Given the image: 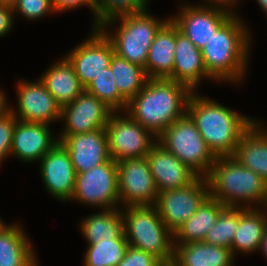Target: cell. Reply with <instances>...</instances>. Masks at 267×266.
I'll return each mask as SVG.
<instances>
[{
    "label": "cell",
    "instance_id": "obj_1",
    "mask_svg": "<svg viewBox=\"0 0 267 266\" xmlns=\"http://www.w3.org/2000/svg\"><path fill=\"white\" fill-rule=\"evenodd\" d=\"M192 91L168 78H149L130 99L125 112L157 138L173 122L187 113Z\"/></svg>",
    "mask_w": 267,
    "mask_h": 266
},
{
    "label": "cell",
    "instance_id": "obj_2",
    "mask_svg": "<svg viewBox=\"0 0 267 266\" xmlns=\"http://www.w3.org/2000/svg\"><path fill=\"white\" fill-rule=\"evenodd\" d=\"M187 114L215 157L233 156L241 136L255 121L196 92L188 99Z\"/></svg>",
    "mask_w": 267,
    "mask_h": 266
},
{
    "label": "cell",
    "instance_id": "obj_3",
    "mask_svg": "<svg viewBox=\"0 0 267 266\" xmlns=\"http://www.w3.org/2000/svg\"><path fill=\"white\" fill-rule=\"evenodd\" d=\"M248 30L234 13L201 49L206 71L214 81H242L252 39Z\"/></svg>",
    "mask_w": 267,
    "mask_h": 266
},
{
    "label": "cell",
    "instance_id": "obj_4",
    "mask_svg": "<svg viewBox=\"0 0 267 266\" xmlns=\"http://www.w3.org/2000/svg\"><path fill=\"white\" fill-rule=\"evenodd\" d=\"M206 178L210 197L225 206L267 207V182L232 156L216 157Z\"/></svg>",
    "mask_w": 267,
    "mask_h": 266
},
{
    "label": "cell",
    "instance_id": "obj_5",
    "mask_svg": "<svg viewBox=\"0 0 267 266\" xmlns=\"http://www.w3.org/2000/svg\"><path fill=\"white\" fill-rule=\"evenodd\" d=\"M124 209V235L129 246L154 255L164 264L172 263L174 235L165 226L156 207L139 205L125 206Z\"/></svg>",
    "mask_w": 267,
    "mask_h": 266
},
{
    "label": "cell",
    "instance_id": "obj_6",
    "mask_svg": "<svg viewBox=\"0 0 267 266\" xmlns=\"http://www.w3.org/2000/svg\"><path fill=\"white\" fill-rule=\"evenodd\" d=\"M147 11L117 17L120 25L113 34L100 29L111 41L115 54L143 68L157 31L168 20L156 19Z\"/></svg>",
    "mask_w": 267,
    "mask_h": 266
},
{
    "label": "cell",
    "instance_id": "obj_7",
    "mask_svg": "<svg viewBox=\"0 0 267 266\" xmlns=\"http://www.w3.org/2000/svg\"><path fill=\"white\" fill-rule=\"evenodd\" d=\"M157 141L197 176L206 178L210 173L216 157L187 113L167 127Z\"/></svg>",
    "mask_w": 267,
    "mask_h": 266
},
{
    "label": "cell",
    "instance_id": "obj_8",
    "mask_svg": "<svg viewBox=\"0 0 267 266\" xmlns=\"http://www.w3.org/2000/svg\"><path fill=\"white\" fill-rule=\"evenodd\" d=\"M113 112L105 126L108 151L112 160L144 158L157 137L132 119L125 111Z\"/></svg>",
    "mask_w": 267,
    "mask_h": 266
},
{
    "label": "cell",
    "instance_id": "obj_9",
    "mask_svg": "<svg viewBox=\"0 0 267 266\" xmlns=\"http://www.w3.org/2000/svg\"><path fill=\"white\" fill-rule=\"evenodd\" d=\"M71 200L103 210L118 209L117 161H109L76 174Z\"/></svg>",
    "mask_w": 267,
    "mask_h": 266
},
{
    "label": "cell",
    "instance_id": "obj_10",
    "mask_svg": "<svg viewBox=\"0 0 267 266\" xmlns=\"http://www.w3.org/2000/svg\"><path fill=\"white\" fill-rule=\"evenodd\" d=\"M209 196L207 178L197 176L186 186L159 192L154 206L165 226L174 234Z\"/></svg>",
    "mask_w": 267,
    "mask_h": 266
},
{
    "label": "cell",
    "instance_id": "obj_11",
    "mask_svg": "<svg viewBox=\"0 0 267 266\" xmlns=\"http://www.w3.org/2000/svg\"><path fill=\"white\" fill-rule=\"evenodd\" d=\"M119 202L125 206L154 205L158 190L146 157L117 162Z\"/></svg>",
    "mask_w": 267,
    "mask_h": 266
},
{
    "label": "cell",
    "instance_id": "obj_12",
    "mask_svg": "<svg viewBox=\"0 0 267 266\" xmlns=\"http://www.w3.org/2000/svg\"><path fill=\"white\" fill-rule=\"evenodd\" d=\"M205 4L183 5L178 15L171 20L177 25L179 31L199 49H202L213 34L234 14L220 5ZM212 7V8H211ZM175 16V17H174Z\"/></svg>",
    "mask_w": 267,
    "mask_h": 266
},
{
    "label": "cell",
    "instance_id": "obj_13",
    "mask_svg": "<svg viewBox=\"0 0 267 266\" xmlns=\"http://www.w3.org/2000/svg\"><path fill=\"white\" fill-rule=\"evenodd\" d=\"M92 35L64 56L73 66L81 85L86 88L104 69L110 67L115 54L111 41L99 28H92Z\"/></svg>",
    "mask_w": 267,
    "mask_h": 266
},
{
    "label": "cell",
    "instance_id": "obj_14",
    "mask_svg": "<svg viewBox=\"0 0 267 266\" xmlns=\"http://www.w3.org/2000/svg\"><path fill=\"white\" fill-rule=\"evenodd\" d=\"M17 89L18 112L11 106L8 109L19 121L49 125L60 120L61 106L40 79L35 82L21 80Z\"/></svg>",
    "mask_w": 267,
    "mask_h": 266
},
{
    "label": "cell",
    "instance_id": "obj_15",
    "mask_svg": "<svg viewBox=\"0 0 267 266\" xmlns=\"http://www.w3.org/2000/svg\"><path fill=\"white\" fill-rule=\"evenodd\" d=\"M114 111L85 90L71 103L61 107L60 121L65 130L59 136H70L105 128Z\"/></svg>",
    "mask_w": 267,
    "mask_h": 266
},
{
    "label": "cell",
    "instance_id": "obj_16",
    "mask_svg": "<svg viewBox=\"0 0 267 266\" xmlns=\"http://www.w3.org/2000/svg\"><path fill=\"white\" fill-rule=\"evenodd\" d=\"M40 172L49 194L59 201H71L76 171L68 151L60 142L40 159Z\"/></svg>",
    "mask_w": 267,
    "mask_h": 266
},
{
    "label": "cell",
    "instance_id": "obj_17",
    "mask_svg": "<svg viewBox=\"0 0 267 266\" xmlns=\"http://www.w3.org/2000/svg\"><path fill=\"white\" fill-rule=\"evenodd\" d=\"M68 151L77 173L86 172L111 159L105 128L92 132L57 137Z\"/></svg>",
    "mask_w": 267,
    "mask_h": 266
},
{
    "label": "cell",
    "instance_id": "obj_18",
    "mask_svg": "<svg viewBox=\"0 0 267 266\" xmlns=\"http://www.w3.org/2000/svg\"><path fill=\"white\" fill-rule=\"evenodd\" d=\"M158 192L181 188L190 184L197 175L177 156L158 141L146 156Z\"/></svg>",
    "mask_w": 267,
    "mask_h": 266
},
{
    "label": "cell",
    "instance_id": "obj_19",
    "mask_svg": "<svg viewBox=\"0 0 267 266\" xmlns=\"http://www.w3.org/2000/svg\"><path fill=\"white\" fill-rule=\"evenodd\" d=\"M205 78L213 80L206 71L201 49L181 33L176 25L174 66L168 79L184 84L192 92H196L199 83Z\"/></svg>",
    "mask_w": 267,
    "mask_h": 266
},
{
    "label": "cell",
    "instance_id": "obj_20",
    "mask_svg": "<svg viewBox=\"0 0 267 266\" xmlns=\"http://www.w3.org/2000/svg\"><path fill=\"white\" fill-rule=\"evenodd\" d=\"M49 126L18 120L14 130L11 155L24 162L40 161L59 142L58 139H53Z\"/></svg>",
    "mask_w": 267,
    "mask_h": 266
},
{
    "label": "cell",
    "instance_id": "obj_21",
    "mask_svg": "<svg viewBox=\"0 0 267 266\" xmlns=\"http://www.w3.org/2000/svg\"><path fill=\"white\" fill-rule=\"evenodd\" d=\"M176 24L168 20L157 31L149 48L145 65L148 78H168L173 71Z\"/></svg>",
    "mask_w": 267,
    "mask_h": 266
},
{
    "label": "cell",
    "instance_id": "obj_22",
    "mask_svg": "<svg viewBox=\"0 0 267 266\" xmlns=\"http://www.w3.org/2000/svg\"><path fill=\"white\" fill-rule=\"evenodd\" d=\"M260 124L255 120L243 133L232 157L267 182V129Z\"/></svg>",
    "mask_w": 267,
    "mask_h": 266
},
{
    "label": "cell",
    "instance_id": "obj_23",
    "mask_svg": "<svg viewBox=\"0 0 267 266\" xmlns=\"http://www.w3.org/2000/svg\"><path fill=\"white\" fill-rule=\"evenodd\" d=\"M263 211L255 207H238V228L230 249L233 257L235 252L250 254L259 250L267 225V207Z\"/></svg>",
    "mask_w": 267,
    "mask_h": 266
},
{
    "label": "cell",
    "instance_id": "obj_24",
    "mask_svg": "<svg viewBox=\"0 0 267 266\" xmlns=\"http://www.w3.org/2000/svg\"><path fill=\"white\" fill-rule=\"evenodd\" d=\"M52 65L44 72L40 80L56 102L63 107L73 102L85 88L81 85L73 66L65 57Z\"/></svg>",
    "mask_w": 267,
    "mask_h": 266
},
{
    "label": "cell",
    "instance_id": "obj_25",
    "mask_svg": "<svg viewBox=\"0 0 267 266\" xmlns=\"http://www.w3.org/2000/svg\"><path fill=\"white\" fill-rule=\"evenodd\" d=\"M230 249L205 242L174 244V266H234Z\"/></svg>",
    "mask_w": 267,
    "mask_h": 266
},
{
    "label": "cell",
    "instance_id": "obj_26",
    "mask_svg": "<svg viewBox=\"0 0 267 266\" xmlns=\"http://www.w3.org/2000/svg\"><path fill=\"white\" fill-rule=\"evenodd\" d=\"M19 224L0 232V266H38L32 244Z\"/></svg>",
    "mask_w": 267,
    "mask_h": 266
},
{
    "label": "cell",
    "instance_id": "obj_27",
    "mask_svg": "<svg viewBox=\"0 0 267 266\" xmlns=\"http://www.w3.org/2000/svg\"><path fill=\"white\" fill-rule=\"evenodd\" d=\"M225 207L224 204L209 196L173 234L174 244L203 242L206 233L215 225L219 213Z\"/></svg>",
    "mask_w": 267,
    "mask_h": 266
},
{
    "label": "cell",
    "instance_id": "obj_28",
    "mask_svg": "<svg viewBox=\"0 0 267 266\" xmlns=\"http://www.w3.org/2000/svg\"><path fill=\"white\" fill-rule=\"evenodd\" d=\"M118 210H103L81 222L80 230L88 245L97 244L101 239H119L124 234L123 214Z\"/></svg>",
    "mask_w": 267,
    "mask_h": 266
},
{
    "label": "cell",
    "instance_id": "obj_29",
    "mask_svg": "<svg viewBox=\"0 0 267 266\" xmlns=\"http://www.w3.org/2000/svg\"><path fill=\"white\" fill-rule=\"evenodd\" d=\"M119 93L129 101L145 86L149 79L145 69L114 54L110 62Z\"/></svg>",
    "mask_w": 267,
    "mask_h": 266
},
{
    "label": "cell",
    "instance_id": "obj_30",
    "mask_svg": "<svg viewBox=\"0 0 267 266\" xmlns=\"http://www.w3.org/2000/svg\"><path fill=\"white\" fill-rule=\"evenodd\" d=\"M128 247L124 234L119 239H101L97 244L87 246L84 266H117Z\"/></svg>",
    "mask_w": 267,
    "mask_h": 266
},
{
    "label": "cell",
    "instance_id": "obj_31",
    "mask_svg": "<svg viewBox=\"0 0 267 266\" xmlns=\"http://www.w3.org/2000/svg\"><path fill=\"white\" fill-rule=\"evenodd\" d=\"M146 9L147 4L143 0H97L93 28L108 29V26L117 21V17L140 13Z\"/></svg>",
    "mask_w": 267,
    "mask_h": 266
},
{
    "label": "cell",
    "instance_id": "obj_32",
    "mask_svg": "<svg viewBox=\"0 0 267 266\" xmlns=\"http://www.w3.org/2000/svg\"><path fill=\"white\" fill-rule=\"evenodd\" d=\"M85 91L104 102L114 112L126 110L128 101L119 93L111 67L95 77Z\"/></svg>",
    "mask_w": 267,
    "mask_h": 266
},
{
    "label": "cell",
    "instance_id": "obj_33",
    "mask_svg": "<svg viewBox=\"0 0 267 266\" xmlns=\"http://www.w3.org/2000/svg\"><path fill=\"white\" fill-rule=\"evenodd\" d=\"M238 228V207L226 206L218 215L215 225L206 233L203 242L231 249Z\"/></svg>",
    "mask_w": 267,
    "mask_h": 266
},
{
    "label": "cell",
    "instance_id": "obj_34",
    "mask_svg": "<svg viewBox=\"0 0 267 266\" xmlns=\"http://www.w3.org/2000/svg\"><path fill=\"white\" fill-rule=\"evenodd\" d=\"M13 15H20L28 20L42 18L46 14L56 13L52 0H16L12 6Z\"/></svg>",
    "mask_w": 267,
    "mask_h": 266
},
{
    "label": "cell",
    "instance_id": "obj_35",
    "mask_svg": "<svg viewBox=\"0 0 267 266\" xmlns=\"http://www.w3.org/2000/svg\"><path fill=\"white\" fill-rule=\"evenodd\" d=\"M17 121L18 119L9 109L0 116V164L11 154Z\"/></svg>",
    "mask_w": 267,
    "mask_h": 266
},
{
    "label": "cell",
    "instance_id": "obj_36",
    "mask_svg": "<svg viewBox=\"0 0 267 266\" xmlns=\"http://www.w3.org/2000/svg\"><path fill=\"white\" fill-rule=\"evenodd\" d=\"M164 263L154 255L144 252L141 249L129 246L124 258L117 266H163Z\"/></svg>",
    "mask_w": 267,
    "mask_h": 266
},
{
    "label": "cell",
    "instance_id": "obj_37",
    "mask_svg": "<svg viewBox=\"0 0 267 266\" xmlns=\"http://www.w3.org/2000/svg\"><path fill=\"white\" fill-rule=\"evenodd\" d=\"M56 12L69 11L81 6L91 7L93 14L96 12L97 0H52Z\"/></svg>",
    "mask_w": 267,
    "mask_h": 266
},
{
    "label": "cell",
    "instance_id": "obj_38",
    "mask_svg": "<svg viewBox=\"0 0 267 266\" xmlns=\"http://www.w3.org/2000/svg\"><path fill=\"white\" fill-rule=\"evenodd\" d=\"M14 17L12 7L0 4V37L10 32Z\"/></svg>",
    "mask_w": 267,
    "mask_h": 266
},
{
    "label": "cell",
    "instance_id": "obj_39",
    "mask_svg": "<svg viewBox=\"0 0 267 266\" xmlns=\"http://www.w3.org/2000/svg\"><path fill=\"white\" fill-rule=\"evenodd\" d=\"M204 1H207V3H209V5H217L219 4L220 6H223V7H228L230 9V7H232L233 9V6L234 4L237 5V1H240V0H204Z\"/></svg>",
    "mask_w": 267,
    "mask_h": 266
},
{
    "label": "cell",
    "instance_id": "obj_40",
    "mask_svg": "<svg viewBox=\"0 0 267 266\" xmlns=\"http://www.w3.org/2000/svg\"><path fill=\"white\" fill-rule=\"evenodd\" d=\"M259 251L263 252L265 257L267 258V225L264 230L263 238L261 239Z\"/></svg>",
    "mask_w": 267,
    "mask_h": 266
},
{
    "label": "cell",
    "instance_id": "obj_41",
    "mask_svg": "<svg viewBox=\"0 0 267 266\" xmlns=\"http://www.w3.org/2000/svg\"><path fill=\"white\" fill-rule=\"evenodd\" d=\"M8 109L6 99H0V116Z\"/></svg>",
    "mask_w": 267,
    "mask_h": 266
},
{
    "label": "cell",
    "instance_id": "obj_42",
    "mask_svg": "<svg viewBox=\"0 0 267 266\" xmlns=\"http://www.w3.org/2000/svg\"><path fill=\"white\" fill-rule=\"evenodd\" d=\"M257 3L263 9V11L267 14V0H257Z\"/></svg>",
    "mask_w": 267,
    "mask_h": 266
},
{
    "label": "cell",
    "instance_id": "obj_43",
    "mask_svg": "<svg viewBox=\"0 0 267 266\" xmlns=\"http://www.w3.org/2000/svg\"><path fill=\"white\" fill-rule=\"evenodd\" d=\"M16 0H0V4L12 7Z\"/></svg>",
    "mask_w": 267,
    "mask_h": 266
},
{
    "label": "cell",
    "instance_id": "obj_44",
    "mask_svg": "<svg viewBox=\"0 0 267 266\" xmlns=\"http://www.w3.org/2000/svg\"><path fill=\"white\" fill-rule=\"evenodd\" d=\"M8 225H6L1 219H0V232L6 228Z\"/></svg>",
    "mask_w": 267,
    "mask_h": 266
},
{
    "label": "cell",
    "instance_id": "obj_45",
    "mask_svg": "<svg viewBox=\"0 0 267 266\" xmlns=\"http://www.w3.org/2000/svg\"><path fill=\"white\" fill-rule=\"evenodd\" d=\"M0 99H7L6 94L2 90H0Z\"/></svg>",
    "mask_w": 267,
    "mask_h": 266
},
{
    "label": "cell",
    "instance_id": "obj_46",
    "mask_svg": "<svg viewBox=\"0 0 267 266\" xmlns=\"http://www.w3.org/2000/svg\"><path fill=\"white\" fill-rule=\"evenodd\" d=\"M163 266H174V265L170 263V264H164Z\"/></svg>",
    "mask_w": 267,
    "mask_h": 266
},
{
    "label": "cell",
    "instance_id": "obj_47",
    "mask_svg": "<svg viewBox=\"0 0 267 266\" xmlns=\"http://www.w3.org/2000/svg\"><path fill=\"white\" fill-rule=\"evenodd\" d=\"M147 5H148V3H149V1L148 0H143Z\"/></svg>",
    "mask_w": 267,
    "mask_h": 266
}]
</instances>
